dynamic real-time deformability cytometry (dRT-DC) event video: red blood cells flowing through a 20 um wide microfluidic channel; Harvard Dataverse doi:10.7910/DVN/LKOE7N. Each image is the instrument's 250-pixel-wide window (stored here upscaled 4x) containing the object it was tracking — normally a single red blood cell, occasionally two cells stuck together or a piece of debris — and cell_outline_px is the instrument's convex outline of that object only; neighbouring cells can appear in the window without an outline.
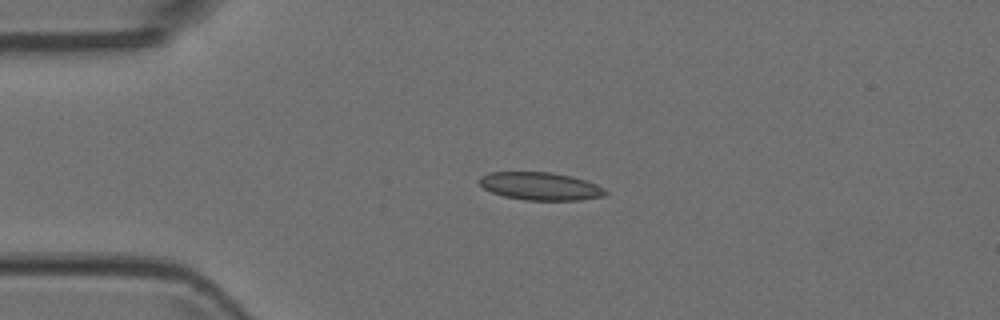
{"species": "Egyptian fruit bat (a non-hibernating species)", "species_latin": "Rousettus aegyptiacus", "temperature_condition": "room temperature", "stored_images_in_passage": 4, "camera_frame_rate_fps": 3000, "um_per_image_px": 0.085, "animal": {"sex": "female"}, "frame": {"image": 1, "passage_image": 3, "time_ms": 0.667, "image_size_px": [1000, 320], "cell_outline_px": [[608, 192], [604, 196], [580, 200], [524, 200], [504, 196], [492, 192], [484, 188], [480, 184], [480, 176], [488, 172], [552, 172], [572, 176], [596, 184], [604, 188]], "centroid_in_image_um": [45.94, 15.82], "position_along_channel_um": 39.1, "area_um2": 20.46}}